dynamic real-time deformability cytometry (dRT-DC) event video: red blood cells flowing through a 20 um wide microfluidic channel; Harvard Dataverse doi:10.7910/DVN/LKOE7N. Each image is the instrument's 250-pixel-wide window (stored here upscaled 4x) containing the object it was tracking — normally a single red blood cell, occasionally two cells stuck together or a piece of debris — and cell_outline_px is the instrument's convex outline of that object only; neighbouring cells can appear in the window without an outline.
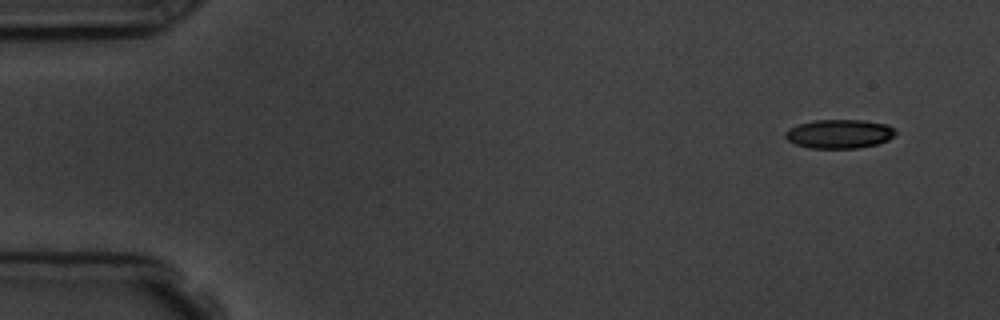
{"species": "common noctule bat (a hibernating species)", "species_latin": "Nyctalus noctula", "temperature_condition": "room temperature", "stored_images_in_passage": 7, "camera_frame_rate_fps": 3000, "um_per_image_px": 0.085, "animal": {"sex": "male", "body_mass_g": 19.5, "forearm_length_mm": 54.6}, "frame": {"image": 1, "passage_image": 1, "time_ms": 0.0, "image_size_px": [1000, 320], "cell_outline_px": [[896, 132], [888, 140], [876, 144], [856, 148], [808, 148], [796, 144], [788, 140], [784, 136], [784, 132], [788, 128], [800, 124], [816, 120], [864, 120], [888, 124]], "centroid_in_image_um": [71.32, 11.38], "position_along_channel_um": 13.7, "area_um2": 18.5}}
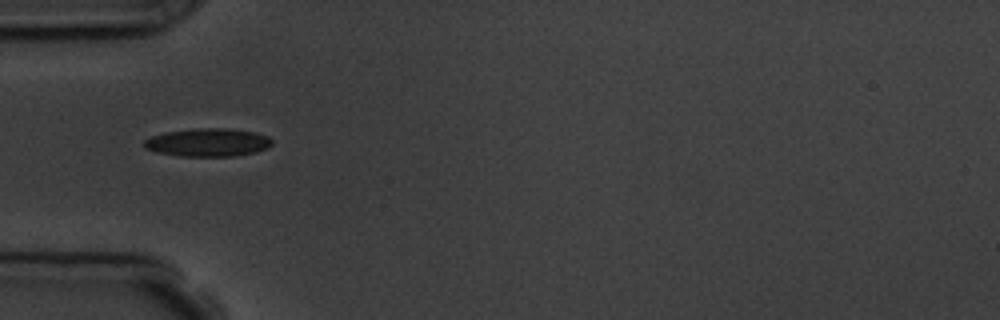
{"frame": {"image": 2, "passage_image": 5, "time_ms": 4.667, "image_size_px": [1000, 320], "cell_outline_px": [[272, 144], [268, 148], [256, 152], [236, 156], [180, 156], [156, 152], [144, 148], [144, 140], [152, 136], [164, 132], [196, 128], [228, 128], [256, 132], [268, 136], [272, 140]], "centroid_in_image_um": [17.69, 12.1], "position_along_channel_um": 67.3, "area_um2": 21.15}}